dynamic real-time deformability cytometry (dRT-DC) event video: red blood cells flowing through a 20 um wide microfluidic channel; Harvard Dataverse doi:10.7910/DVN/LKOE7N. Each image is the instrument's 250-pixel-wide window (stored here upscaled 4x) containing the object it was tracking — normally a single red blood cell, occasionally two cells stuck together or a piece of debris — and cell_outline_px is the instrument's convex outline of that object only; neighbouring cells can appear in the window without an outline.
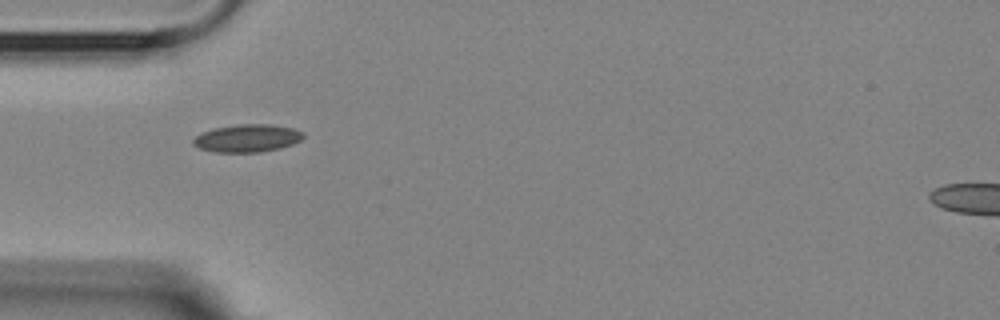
{"species": "Egyptian fruit bat (a non-hibernating species)", "species_latin": "Rousettus aegyptiacus", "temperature_condition": "room temperature", "stored_images_in_passage": 39, "camera_frame_rate_fps": 3000, "um_per_image_px": 0.085, "animal": {"sex": "female"}, "frame": {"image": 1, "passage_image": 1, "time_ms": 0.0, "image_size_px": [1000, 320], "cell_outline_px": [[304, 136], [300, 140], [292, 144], [280, 148], [260, 152], [212, 152], [200, 148], [192, 144], [192, 140], [200, 132], [212, 128], [236, 124], [272, 124], [292, 128], [304, 132]], "centroid_in_image_um": [20.98, 11.74], "position_along_channel_um": 64.0, "area_um2": 17.98}}
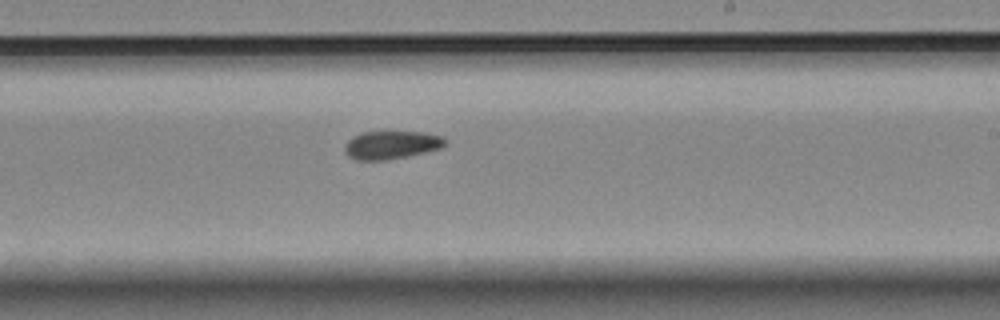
{"frame": {"image": 2, "passage_image": 17, "time_ms": 5.333, "image_size_px": [1000, 320], "cell_outline_px": [[444, 144], [440, 148], [424, 152], [388, 160], [356, 160], [348, 156], [344, 152], [344, 144], [352, 136], [364, 132], [424, 132], [444, 136]], "centroid_in_image_um": [33.21, 12.32], "position_along_channel_um": 255.8, "area_um2": 16.42}}
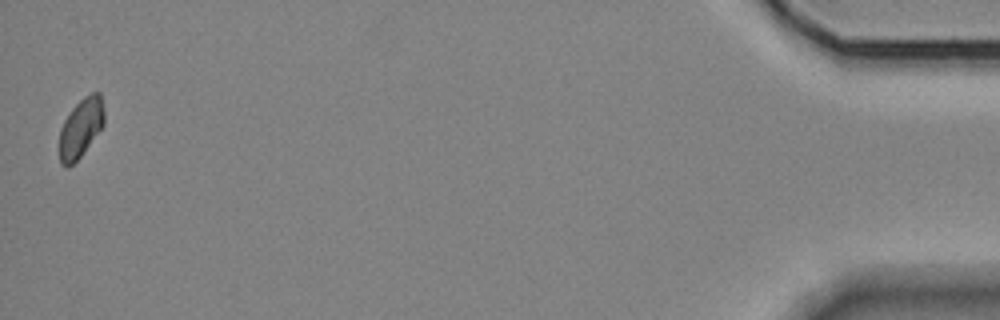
{"frame": {"image": 3, "passage_image": 39, "time_ms": 12.667, "image_size_px": [1000, 320], "cell_outline_px": [[104, 124], [80, 156], [68, 168], [60, 164], [60, 128], [64, 120], [72, 108], [84, 96], [92, 92], [100, 92], [104, 108]], "centroid_in_image_um": [6.87, 10.84], "position_along_channel_um": 428.3, "area_um2": 15.26}}